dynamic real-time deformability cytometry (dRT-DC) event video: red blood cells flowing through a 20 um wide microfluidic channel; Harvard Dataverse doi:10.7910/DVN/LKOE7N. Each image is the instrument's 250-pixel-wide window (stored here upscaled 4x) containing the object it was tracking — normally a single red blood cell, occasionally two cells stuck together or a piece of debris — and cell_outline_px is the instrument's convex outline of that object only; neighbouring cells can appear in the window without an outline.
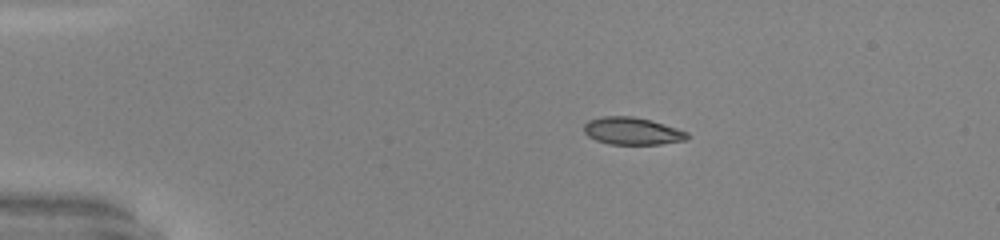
{"species": "common noctule bat (a hibernating species)", "species_latin": "Nyctalus noctula", "temperature_condition": "warm", "stored_images_in_passage": 41, "camera_frame_rate_fps": 3000, "um_per_image_px": 0.085, "animal": {"sex": "male", "body_mass_g": 20.0, "forearm_length_mm": 53.3}, "frame": {"image": 1, "passage_image": 1, "time_ms": 0.0, "image_size_px": [1000, 240], "cell_outline_px": [[688, 136], [684, 140], [660, 144], [608, 144], [596, 140], [588, 136], [584, 132], [584, 124], [588, 120], [604, 116], [632, 116], [648, 120], [676, 128], [688, 132]], "centroid_in_image_um": [53.69, 11.14], "position_along_channel_um": 31.3, "area_um2": 16.24}}
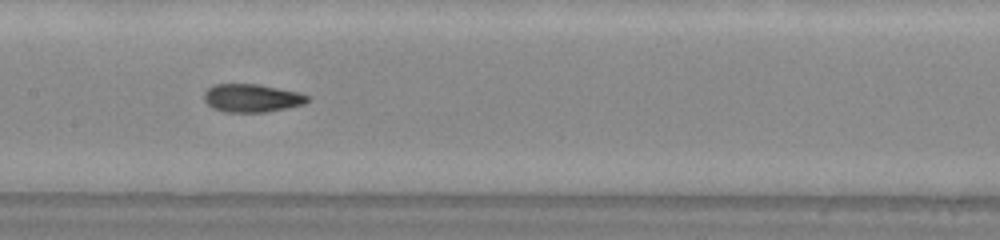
{"frame": {"image": 2, "passage_image": 17, "time_ms": 5.333, "image_size_px": [1000, 240], "cell_outline_px": [[308, 100], [304, 104], [264, 112], [224, 112], [212, 108], [204, 100], [204, 92], [212, 84], [260, 84], [300, 92], [308, 96]], "centroid_in_image_um": [21.37, 8.32], "position_along_channel_um": 186.0, "area_um2": 16.99}}
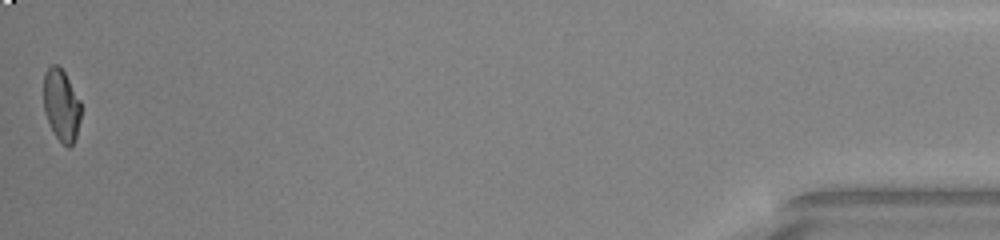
{"frame": {"image": 3, "passage_image": 41, "time_ms": 13.333, "image_size_px": [1000, 240], "cell_outline_px": [[80, 120], [76, 136], [72, 144], [68, 148], [56, 136], [48, 120], [44, 108], [44, 72], [52, 64], [56, 64], [64, 72], [80, 100]], "centroid_in_image_um": [5.22, 8.92], "position_along_channel_um": 430.0, "area_um2": 15.32}, "authors_computed_cell_mechanics": {"area_um2": 16.8198, "velocity_mm_per_s": 4.1693, "shape_relaxation_time_tau1_ms": 5.4428, "shape_relaxation_time_tau2_ms": 1.0238, "deformation_change_tau1": 0.2042, "deformation_change_tau2": 0.0566}}